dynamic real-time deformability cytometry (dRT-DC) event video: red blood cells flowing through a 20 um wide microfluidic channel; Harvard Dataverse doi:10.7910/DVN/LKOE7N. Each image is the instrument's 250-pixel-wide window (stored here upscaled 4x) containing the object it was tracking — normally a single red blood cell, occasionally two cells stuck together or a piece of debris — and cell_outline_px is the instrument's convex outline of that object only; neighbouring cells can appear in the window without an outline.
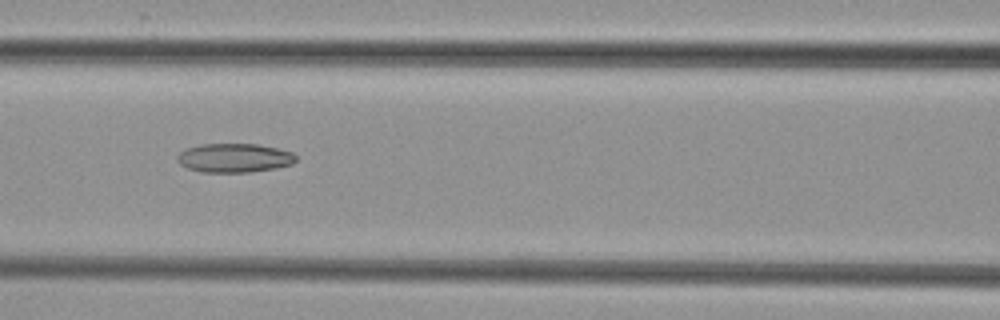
{"species": "common noctule bat (a hibernating species)", "species_latin": "Nyctalus noctula", "temperature_condition": "cold", "stored_images_in_passage": 6, "camera_frame_rate_fps": 3000, "um_per_image_px": 0.085, "animal": {"sex": "female", "body_mass_g": 29.2, "forearm_length_mm": 56.3}, "frame": {"image": 1, "passage_image": 6, "time_ms": 6.0, "image_size_px": [1000, 320], "cell_outline_px": [[296, 160], [292, 164], [276, 168], [248, 172], [200, 172], [188, 168], [180, 164], [176, 160], [176, 156], [184, 148], [200, 144], [256, 144], [276, 148], [292, 152], [296, 156]], "centroid_in_image_um": [19.87, 13.42], "position_along_channel_um": 146.7, "area_um2": 20.11}}